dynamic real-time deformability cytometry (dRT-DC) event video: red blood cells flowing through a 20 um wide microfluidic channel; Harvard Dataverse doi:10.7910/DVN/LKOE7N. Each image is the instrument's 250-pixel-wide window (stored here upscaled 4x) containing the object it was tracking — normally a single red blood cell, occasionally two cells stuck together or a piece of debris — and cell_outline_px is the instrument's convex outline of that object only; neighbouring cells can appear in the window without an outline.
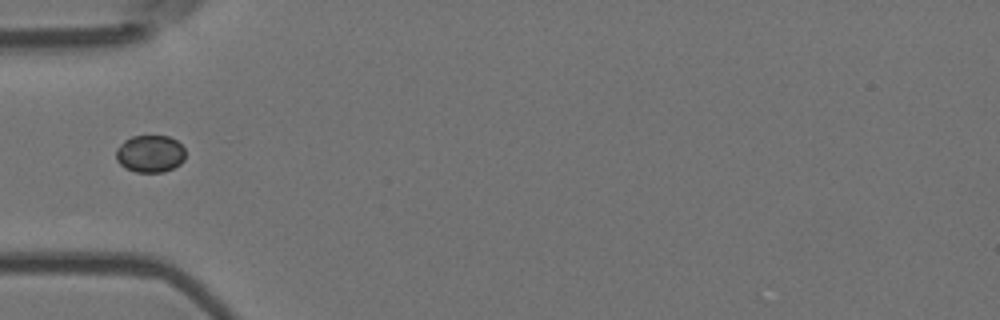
{"species": "Egyptian fruit bat (a non-hibernating species)", "species_latin": "Rousettus aegyptiacus", "temperature_condition": "room temperature", "stored_images_in_passage": 5, "camera_frame_rate_fps": 3000, "um_per_image_px": 0.085, "animal": {"sex": "female"}, "frame": {"image": 1, "passage_image": 5, "time_ms": 1.333, "image_size_px": [1000, 320], "cell_outline_px": [[184, 160], [180, 164], [164, 172], [136, 172], [124, 168], [116, 160], [116, 148], [124, 140], [132, 136], [168, 136], [176, 140], [184, 148]], "centroid_in_image_um": [12.73, 13.07], "position_along_channel_um": 72.3, "area_um2": 15.14}}